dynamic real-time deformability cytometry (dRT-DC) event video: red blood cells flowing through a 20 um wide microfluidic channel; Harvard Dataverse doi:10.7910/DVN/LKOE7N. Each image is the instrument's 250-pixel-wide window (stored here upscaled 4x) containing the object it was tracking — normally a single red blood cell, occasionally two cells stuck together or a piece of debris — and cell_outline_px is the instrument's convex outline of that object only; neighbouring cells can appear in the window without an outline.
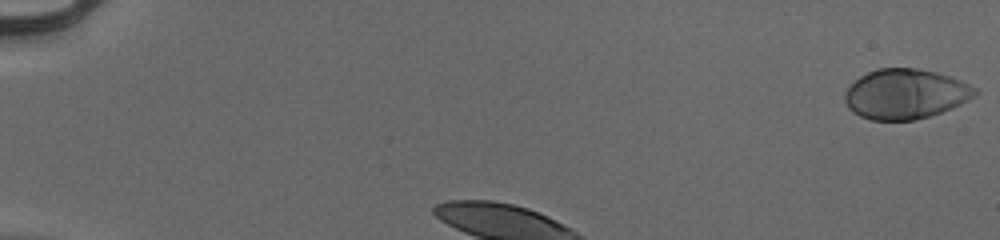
{"species": "human", "species_latin": "Homo sapiens", "temperature_condition": "cold", "stored_images_in_passage": 32, "camera_frame_rate_fps": 3000, "um_per_image_px": 0.085, "donor": {"sex": "male"}, "frame": {"image": 1, "passage_image": 1, "time_ms": 0.0, "image_size_px": [1000, 240], "cell_outline_px": [[976, 92], [972, 96], [952, 108], [928, 116], [912, 120], [872, 120], [860, 116], [852, 112], [848, 108], [844, 100], [844, 92], [860, 76], [876, 68], [916, 68], [936, 72], [960, 80], [976, 88]], "centroid_in_image_um": [76.9, 7.98], "position_along_channel_um": 8.1, "area_um2": 37.51}}
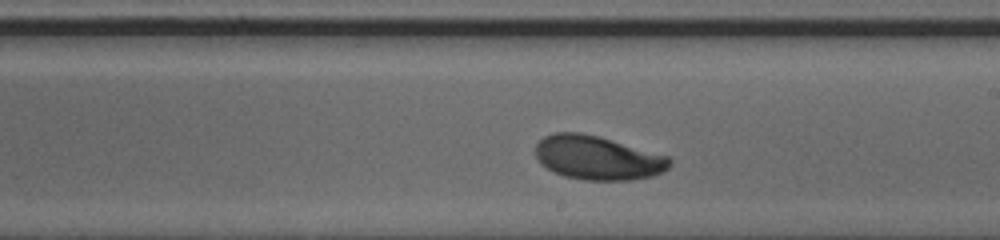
{"frame": {"image": 2, "passage_image": 20, "time_ms": 6.333, "image_size_px": [1000, 240], "cell_outline_px": [[672, 164], [664, 172], [652, 176], [632, 180], [584, 180], [564, 176], [552, 172], [540, 164], [536, 156], [536, 144], [544, 136], [556, 132], [580, 132], [600, 136], [668, 156], [672, 160]], "centroid_in_image_um": [50.8, 13.41], "position_along_channel_um": 238.2, "area_um2": 34.68}}
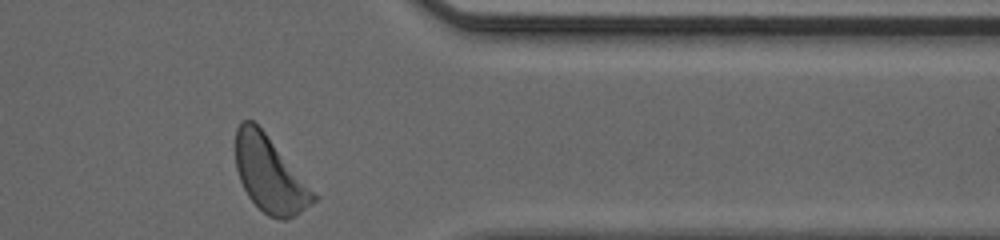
{"frame": {"image": 3, "passage_image": 32, "time_ms": 10.333, "image_size_px": [1000, 240], "cell_outline_px": [[320, 196], [312, 204], [300, 212], [284, 220], [280, 220], [268, 216], [248, 196], [240, 180], [236, 168], [236, 128], [240, 120], [252, 120], [264, 132]], "centroid_in_image_um": [22.95, 14.83], "position_along_channel_um": 388.5, "area_um2": 34.22}, "authors_computed_cell_mechanics": {"area_um2": 34.102, "velocity_mm_per_s": 3.9271, "shape_relaxation_time_tau1_ms": 3.4459, "shape_relaxation_time_tau2_ms": null, "deformation_change_tau1": 0.1775, "deformation_change_tau2": null}}